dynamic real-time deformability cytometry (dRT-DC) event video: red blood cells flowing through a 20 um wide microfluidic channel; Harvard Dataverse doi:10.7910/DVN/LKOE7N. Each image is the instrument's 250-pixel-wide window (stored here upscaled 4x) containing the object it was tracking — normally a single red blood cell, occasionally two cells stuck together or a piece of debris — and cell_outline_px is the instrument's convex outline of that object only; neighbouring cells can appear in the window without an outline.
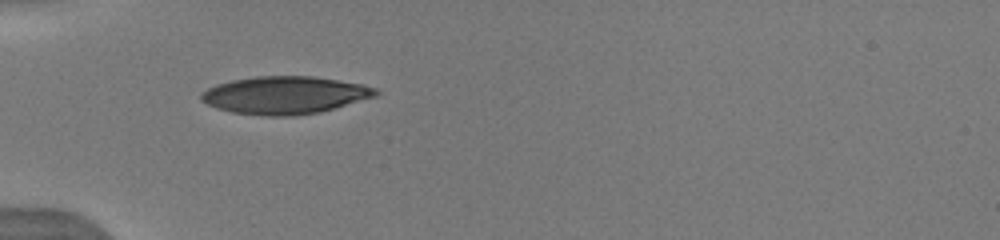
{"species": "human", "species_latin": "Homo sapiens", "temperature_condition": "warm", "stored_images_in_passage": 13, "camera_frame_rate_fps": 3000, "um_per_image_px": 0.085, "donor": {"sex": "male"}, "frame": {"image": 1, "passage_image": 1, "time_ms": 0.0, "image_size_px": [1000, 240], "cell_outline_px": [[380, 92], [376, 96], [320, 112], [296, 116], [268, 116], [232, 112], [216, 108], [200, 100], [200, 92], [216, 84], [232, 80], [256, 76], [312, 76], [364, 84], [376, 88]], "centroid_in_image_um": [24.2, 8.08], "position_along_channel_um": 60.8, "area_um2": 38.38}}